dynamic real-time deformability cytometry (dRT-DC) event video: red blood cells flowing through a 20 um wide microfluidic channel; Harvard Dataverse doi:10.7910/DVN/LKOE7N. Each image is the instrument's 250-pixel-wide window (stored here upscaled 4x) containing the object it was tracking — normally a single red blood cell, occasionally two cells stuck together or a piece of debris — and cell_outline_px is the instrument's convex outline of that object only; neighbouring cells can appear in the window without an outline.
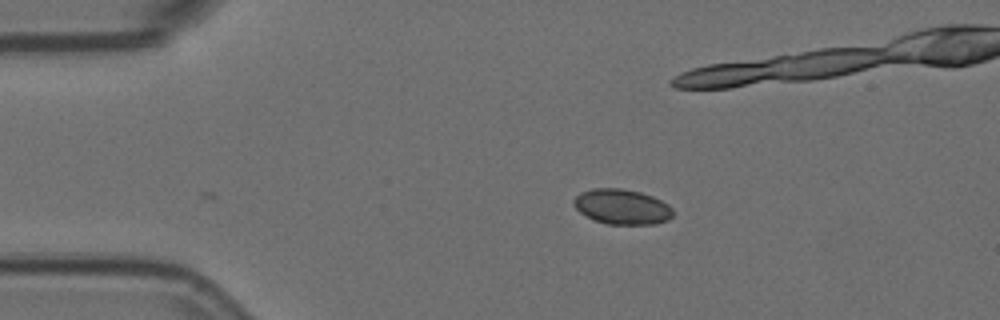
{"species": "Egyptian fruit bat (a non-hibernating species)", "species_latin": "Rousettus aegyptiacus", "temperature_condition": "room temperature", "stored_images_in_passage": 2, "camera_frame_rate_fps": 3000, "um_per_image_px": 0.085, "animal": {"sex": "female"}, "frame": {"image": 1, "passage_image": 2, "time_ms": 0.333, "image_size_px": [1000, 320], "cell_outline_px": [[672, 216], [668, 220], [656, 224], [608, 224], [592, 220], [580, 212], [572, 204], [572, 200], [580, 192], [592, 188], [620, 188], [640, 192], [652, 196], [668, 204], [672, 208]], "centroid_in_image_um": [52.84, 17.57], "position_along_channel_um": 32.2, "area_um2": 20.46}}